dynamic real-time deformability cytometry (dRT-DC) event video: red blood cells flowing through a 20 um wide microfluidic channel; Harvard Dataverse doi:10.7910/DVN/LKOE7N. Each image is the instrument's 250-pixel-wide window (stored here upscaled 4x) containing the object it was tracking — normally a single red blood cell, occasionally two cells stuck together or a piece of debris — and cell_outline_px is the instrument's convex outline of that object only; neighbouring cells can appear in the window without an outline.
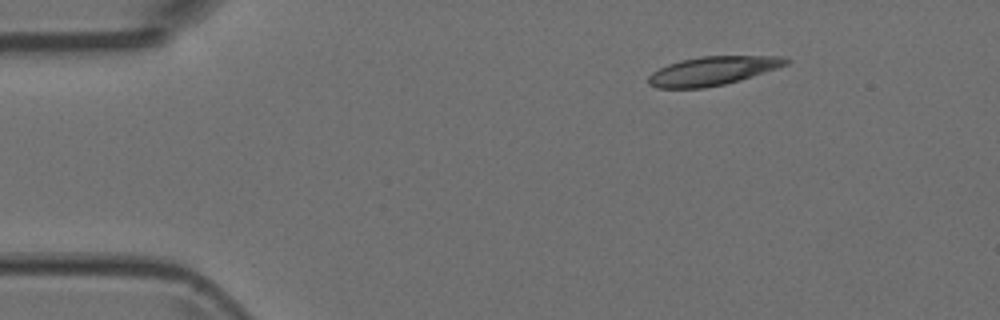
{"species": "Egyptian fruit bat (a non-hibernating species)", "species_latin": "Rousettus aegyptiacus", "temperature_condition": "room temperature", "stored_images_in_passage": 3, "camera_frame_rate_fps": 3000, "um_per_image_px": 0.085, "animal": {"sex": "female"}, "frame": {"image": 1, "passage_image": 1, "time_ms": 0.0, "image_size_px": [1000, 320], "cell_outline_px": [[792, 60], [788, 64], [740, 80], [724, 84], [704, 88], [656, 88], [648, 84], [648, 76], [652, 72], [668, 64], [680, 60], [700, 56], [780, 56]], "centroid_in_image_um": [60.55, 6.02], "position_along_channel_um": 24.5, "area_um2": 23.0}}